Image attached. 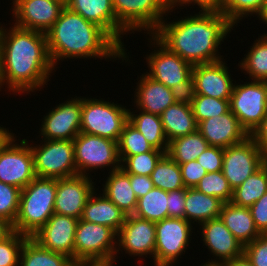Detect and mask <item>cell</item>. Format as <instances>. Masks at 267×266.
<instances>
[{"mask_svg": "<svg viewBox=\"0 0 267 266\" xmlns=\"http://www.w3.org/2000/svg\"><path fill=\"white\" fill-rule=\"evenodd\" d=\"M4 29L3 25L0 26V89L6 84L14 94H30L43 88L55 69L48 51L46 33L16 25L10 27L9 31Z\"/></svg>", "mask_w": 267, "mask_h": 266, "instance_id": "obj_1", "label": "cell"}, {"mask_svg": "<svg viewBox=\"0 0 267 266\" xmlns=\"http://www.w3.org/2000/svg\"><path fill=\"white\" fill-rule=\"evenodd\" d=\"M198 13L171 23L163 20L152 33L169 51L193 66L223 60L218 46L234 28L219 10Z\"/></svg>", "mask_w": 267, "mask_h": 266, "instance_id": "obj_2", "label": "cell"}, {"mask_svg": "<svg viewBox=\"0 0 267 266\" xmlns=\"http://www.w3.org/2000/svg\"><path fill=\"white\" fill-rule=\"evenodd\" d=\"M50 58L54 67L64 58H122L127 52L101 27L65 7L46 32ZM126 58V59H125Z\"/></svg>", "mask_w": 267, "mask_h": 266, "instance_id": "obj_3", "label": "cell"}, {"mask_svg": "<svg viewBox=\"0 0 267 266\" xmlns=\"http://www.w3.org/2000/svg\"><path fill=\"white\" fill-rule=\"evenodd\" d=\"M56 178L35 177L21 190L14 231L31 237L54 214Z\"/></svg>", "mask_w": 267, "mask_h": 266, "instance_id": "obj_4", "label": "cell"}, {"mask_svg": "<svg viewBox=\"0 0 267 266\" xmlns=\"http://www.w3.org/2000/svg\"><path fill=\"white\" fill-rule=\"evenodd\" d=\"M117 233L105 225L79 219L74 238V262L78 266H114Z\"/></svg>", "mask_w": 267, "mask_h": 266, "instance_id": "obj_5", "label": "cell"}, {"mask_svg": "<svg viewBox=\"0 0 267 266\" xmlns=\"http://www.w3.org/2000/svg\"><path fill=\"white\" fill-rule=\"evenodd\" d=\"M112 6L117 19V43L124 50L121 41L124 34L142 30L152 34L163 21L164 14L172 12L169 0H112Z\"/></svg>", "mask_w": 267, "mask_h": 266, "instance_id": "obj_6", "label": "cell"}, {"mask_svg": "<svg viewBox=\"0 0 267 266\" xmlns=\"http://www.w3.org/2000/svg\"><path fill=\"white\" fill-rule=\"evenodd\" d=\"M128 110L118 103L81 97L80 132L119 141Z\"/></svg>", "mask_w": 267, "mask_h": 266, "instance_id": "obj_7", "label": "cell"}, {"mask_svg": "<svg viewBox=\"0 0 267 266\" xmlns=\"http://www.w3.org/2000/svg\"><path fill=\"white\" fill-rule=\"evenodd\" d=\"M73 143L77 174L89 176V170L106 166L110 171L121 168L117 141L80 132Z\"/></svg>", "mask_w": 267, "mask_h": 266, "instance_id": "obj_8", "label": "cell"}, {"mask_svg": "<svg viewBox=\"0 0 267 266\" xmlns=\"http://www.w3.org/2000/svg\"><path fill=\"white\" fill-rule=\"evenodd\" d=\"M31 145L34 171L40 178H66L77 175L73 140H43Z\"/></svg>", "mask_w": 267, "mask_h": 266, "instance_id": "obj_9", "label": "cell"}, {"mask_svg": "<svg viewBox=\"0 0 267 266\" xmlns=\"http://www.w3.org/2000/svg\"><path fill=\"white\" fill-rule=\"evenodd\" d=\"M229 106L250 135L267 115V81L234 84Z\"/></svg>", "mask_w": 267, "mask_h": 266, "instance_id": "obj_10", "label": "cell"}, {"mask_svg": "<svg viewBox=\"0 0 267 266\" xmlns=\"http://www.w3.org/2000/svg\"><path fill=\"white\" fill-rule=\"evenodd\" d=\"M192 227L189 221L181 218L168 217L155 222V266H173L177 263V258L185 253L189 245Z\"/></svg>", "mask_w": 267, "mask_h": 266, "instance_id": "obj_11", "label": "cell"}, {"mask_svg": "<svg viewBox=\"0 0 267 266\" xmlns=\"http://www.w3.org/2000/svg\"><path fill=\"white\" fill-rule=\"evenodd\" d=\"M12 134L0 147V181L21 190L35 177L34 157L26 139L20 144Z\"/></svg>", "mask_w": 267, "mask_h": 266, "instance_id": "obj_12", "label": "cell"}, {"mask_svg": "<svg viewBox=\"0 0 267 266\" xmlns=\"http://www.w3.org/2000/svg\"><path fill=\"white\" fill-rule=\"evenodd\" d=\"M266 162L254 139L249 136L240 143L224 148L222 172L234 190Z\"/></svg>", "mask_w": 267, "mask_h": 266, "instance_id": "obj_13", "label": "cell"}, {"mask_svg": "<svg viewBox=\"0 0 267 266\" xmlns=\"http://www.w3.org/2000/svg\"><path fill=\"white\" fill-rule=\"evenodd\" d=\"M149 36L151 40L153 39L151 45H156L158 48L146 56L150 70L145 74L170 89L188 80L192 76L193 65L169 51L153 35Z\"/></svg>", "mask_w": 267, "mask_h": 266, "instance_id": "obj_14", "label": "cell"}, {"mask_svg": "<svg viewBox=\"0 0 267 266\" xmlns=\"http://www.w3.org/2000/svg\"><path fill=\"white\" fill-rule=\"evenodd\" d=\"M43 119L40 129L42 139L73 140L80 133L81 98L56 105Z\"/></svg>", "mask_w": 267, "mask_h": 266, "instance_id": "obj_15", "label": "cell"}, {"mask_svg": "<svg viewBox=\"0 0 267 266\" xmlns=\"http://www.w3.org/2000/svg\"><path fill=\"white\" fill-rule=\"evenodd\" d=\"M65 7L57 0H17L12 9L14 25L46 33Z\"/></svg>", "mask_w": 267, "mask_h": 266, "instance_id": "obj_16", "label": "cell"}, {"mask_svg": "<svg viewBox=\"0 0 267 266\" xmlns=\"http://www.w3.org/2000/svg\"><path fill=\"white\" fill-rule=\"evenodd\" d=\"M91 177L77 174L57 179L54 213L80 219L87 199L95 190Z\"/></svg>", "mask_w": 267, "mask_h": 266, "instance_id": "obj_17", "label": "cell"}, {"mask_svg": "<svg viewBox=\"0 0 267 266\" xmlns=\"http://www.w3.org/2000/svg\"><path fill=\"white\" fill-rule=\"evenodd\" d=\"M79 219L54 213L31 236L41 247L63 253L74 261V238Z\"/></svg>", "mask_w": 267, "mask_h": 266, "instance_id": "obj_18", "label": "cell"}, {"mask_svg": "<svg viewBox=\"0 0 267 266\" xmlns=\"http://www.w3.org/2000/svg\"><path fill=\"white\" fill-rule=\"evenodd\" d=\"M117 239V252L124 250L130 256L139 257H147L149 254L154 260L155 222L129 215L118 232Z\"/></svg>", "mask_w": 267, "mask_h": 266, "instance_id": "obj_19", "label": "cell"}, {"mask_svg": "<svg viewBox=\"0 0 267 266\" xmlns=\"http://www.w3.org/2000/svg\"><path fill=\"white\" fill-rule=\"evenodd\" d=\"M226 65L222 60L194 65L192 76L195 82V94L230 100L234 84Z\"/></svg>", "mask_w": 267, "mask_h": 266, "instance_id": "obj_20", "label": "cell"}, {"mask_svg": "<svg viewBox=\"0 0 267 266\" xmlns=\"http://www.w3.org/2000/svg\"><path fill=\"white\" fill-rule=\"evenodd\" d=\"M199 226L202 227L200 230H202L201 236L204 245L208 247L207 249L212 255L216 256V260L213 259L205 264L220 265L243 254L244 246L225 226L220 217L208 220Z\"/></svg>", "mask_w": 267, "mask_h": 266, "instance_id": "obj_21", "label": "cell"}, {"mask_svg": "<svg viewBox=\"0 0 267 266\" xmlns=\"http://www.w3.org/2000/svg\"><path fill=\"white\" fill-rule=\"evenodd\" d=\"M197 130L210 146L221 148L240 143L250 136L230 110L199 122Z\"/></svg>", "mask_w": 267, "mask_h": 266, "instance_id": "obj_22", "label": "cell"}, {"mask_svg": "<svg viewBox=\"0 0 267 266\" xmlns=\"http://www.w3.org/2000/svg\"><path fill=\"white\" fill-rule=\"evenodd\" d=\"M137 84L134 96L138 110L160 116L175 103L171 89L146 74L140 76Z\"/></svg>", "mask_w": 267, "mask_h": 266, "instance_id": "obj_23", "label": "cell"}, {"mask_svg": "<svg viewBox=\"0 0 267 266\" xmlns=\"http://www.w3.org/2000/svg\"><path fill=\"white\" fill-rule=\"evenodd\" d=\"M66 7L104 29L117 42V19L112 0H69Z\"/></svg>", "mask_w": 267, "mask_h": 266, "instance_id": "obj_24", "label": "cell"}, {"mask_svg": "<svg viewBox=\"0 0 267 266\" xmlns=\"http://www.w3.org/2000/svg\"><path fill=\"white\" fill-rule=\"evenodd\" d=\"M95 193L87 199L80 219L105 225L118 234L127 216L104 193L97 197Z\"/></svg>", "mask_w": 267, "mask_h": 266, "instance_id": "obj_25", "label": "cell"}, {"mask_svg": "<svg viewBox=\"0 0 267 266\" xmlns=\"http://www.w3.org/2000/svg\"><path fill=\"white\" fill-rule=\"evenodd\" d=\"M220 218L243 246L261 235L255 227L249 207H239L231 202L223 203Z\"/></svg>", "mask_w": 267, "mask_h": 266, "instance_id": "obj_26", "label": "cell"}, {"mask_svg": "<svg viewBox=\"0 0 267 266\" xmlns=\"http://www.w3.org/2000/svg\"><path fill=\"white\" fill-rule=\"evenodd\" d=\"M103 193L121 210L126 216L133 215L138 198L132 190L130 184V174L122 168L109 172Z\"/></svg>", "mask_w": 267, "mask_h": 266, "instance_id": "obj_27", "label": "cell"}, {"mask_svg": "<svg viewBox=\"0 0 267 266\" xmlns=\"http://www.w3.org/2000/svg\"><path fill=\"white\" fill-rule=\"evenodd\" d=\"M217 197L206 195L196 188H187L185 196V219L191 224H202L220 217L223 205ZM193 221V222H192Z\"/></svg>", "mask_w": 267, "mask_h": 266, "instance_id": "obj_28", "label": "cell"}, {"mask_svg": "<svg viewBox=\"0 0 267 266\" xmlns=\"http://www.w3.org/2000/svg\"><path fill=\"white\" fill-rule=\"evenodd\" d=\"M165 136L169 141L197 130L191 105L175 102L160 115Z\"/></svg>", "mask_w": 267, "mask_h": 266, "instance_id": "obj_29", "label": "cell"}, {"mask_svg": "<svg viewBox=\"0 0 267 266\" xmlns=\"http://www.w3.org/2000/svg\"><path fill=\"white\" fill-rule=\"evenodd\" d=\"M19 266H78L69 256L41 247L28 237L23 244Z\"/></svg>", "mask_w": 267, "mask_h": 266, "instance_id": "obj_30", "label": "cell"}, {"mask_svg": "<svg viewBox=\"0 0 267 266\" xmlns=\"http://www.w3.org/2000/svg\"><path fill=\"white\" fill-rule=\"evenodd\" d=\"M128 121L138 129L154 149L167 153L169 142L165 136L159 115L142 110L138 115L128 110Z\"/></svg>", "mask_w": 267, "mask_h": 266, "instance_id": "obj_31", "label": "cell"}, {"mask_svg": "<svg viewBox=\"0 0 267 266\" xmlns=\"http://www.w3.org/2000/svg\"><path fill=\"white\" fill-rule=\"evenodd\" d=\"M209 143L198 130L169 141L167 154L179 165L197 160Z\"/></svg>", "mask_w": 267, "mask_h": 266, "instance_id": "obj_32", "label": "cell"}, {"mask_svg": "<svg viewBox=\"0 0 267 266\" xmlns=\"http://www.w3.org/2000/svg\"><path fill=\"white\" fill-rule=\"evenodd\" d=\"M267 192V162L233 190L231 203L250 207Z\"/></svg>", "mask_w": 267, "mask_h": 266, "instance_id": "obj_33", "label": "cell"}, {"mask_svg": "<svg viewBox=\"0 0 267 266\" xmlns=\"http://www.w3.org/2000/svg\"><path fill=\"white\" fill-rule=\"evenodd\" d=\"M167 196V191L153 187L146 195L138 199L133 215L152 222L168 218Z\"/></svg>", "mask_w": 267, "mask_h": 266, "instance_id": "obj_34", "label": "cell"}, {"mask_svg": "<svg viewBox=\"0 0 267 266\" xmlns=\"http://www.w3.org/2000/svg\"><path fill=\"white\" fill-rule=\"evenodd\" d=\"M154 187L170 192L185 188L180 166L165 153L150 175Z\"/></svg>", "mask_w": 267, "mask_h": 266, "instance_id": "obj_35", "label": "cell"}, {"mask_svg": "<svg viewBox=\"0 0 267 266\" xmlns=\"http://www.w3.org/2000/svg\"><path fill=\"white\" fill-rule=\"evenodd\" d=\"M259 37L238 65L251 80L267 81V34Z\"/></svg>", "mask_w": 267, "mask_h": 266, "instance_id": "obj_36", "label": "cell"}, {"mask_svg": "<svg viewBox=\"0 0 267 266\" xmlns=\"http://www.w3.org/2000/svg\"><path fill=\"white\" fill-rule=\"evenodd\" d=\"M164 154V151L153 149L133 156H119V159L121 168L127 174L150 176Z\"/></svg>", "mask_w": 267, "mask_h": 266, "instance_id": "obj_37", "label": "cell"}, {"mask_svg": "<svg viewBox=\"0 0 267 266\" xmlns=\"http://www.w3.org/2000/svg\"><path fill=\"white\" fill-rule=\"evenodd\" d=\"M153 149L138 129L127 121L118 141V155L133 156L152 151Z\"/></svg>", "mask_w": 267, "mask_h": 266, "instance_id": "obj_38", "label": "cell"}, {"mask_svg": "<svg viewBox=\"0 0 267 266\" xmlns=\"http://www.w3.org/2000/svg\"><path fill=\"white\" fill-rule=\"evenodd\" d=\"M266 0H222L219 11L234 25L243 17L259 15ZM239 21V22H238ZM236 24V25H235Z\"/></svg>", "mask_w": 267, "mask_h": 266, "instance_id": "obj_39", "label": "cell"}, {"mask_svg": "<svg viewBox=\"0 0 267 266\" xmlns=\"http://www.w3.org/2000/svg\"><path fill=\"white\" fill-rule=\"evenodd\" d=\"M194 188L206 195L217 197L224 203L231 202L233 196V190L222 171L207 173Z\"/></svg>", "mask_w": 267, "mask_h": 266, "instance_id": "obj_40", "label": "cell"}, {"mask_svg": "<svg viewBox=\"0 0 267 266\" xmlns=\"http://www.w3.org/2000/svg\"><path fill=\"white\" fill-rule=\"evenodd\" d=\"M191 108L197 124L203 120L225 114L230 110L229 100H221L201 94H195Z\"/></svg>", "mask_w": 267, "mask_h": 266, "instance_id": "obj_41", "label": "cell"}, {"mask_svg": "<svg viewBox=\"0 0 267 266\" xmlns=\"http://www.w3.org/2000/svg\"><path fill=\"white\" fill-rule=\"evenodd\" d=\"M28 236L14 231L0 241V266H19L20 254Z\"/></svg>", "mask_w": 267, "mask_h": 266, "instance_id": "obj_42", "label": "cell"}, {"mask_svg": "<svg viewBox=\"0 0 267 266\" xmlns=\"http://www.w3.org/2000/svg\"><path fill=\"white\" fill-rule=\"evenodd\" d=\"M21 189L0 181V217L14 224L20 202Z\"/></svg>", "mask_w": 267, "mask_h": 266, "instance_id": "obj_43", "label": "cell"}, {"mask_svg": "<svg viewBox=\"0 0 267 266\" xmlns=\"http://www.w3.org/2000/svg\"><path fill=\"white\" fill-rule=\"evenodd\" d=\"M243 253L252 266H267V234H261L254 241L244 246Z\"/></svg>", "mask_w": 267, "mask_h": 266, "instance_id": "obj_44", "label": "cell"}, {"mask_svg": "<svg viewBox=\"0 0 267 266\" xmlns=\"http://www.w3.org/2000/svg\"><path fill=\"white\" fill-rule=\"evenodd\" d=\"M224 148L209 146L197 158L200 165L205 168L207 173L222 171Z\"/></svg>", "mask_w": 267, "mask_h": 266, "instance_id": "obj_45", "label": "cell"}, {"mask_svg": "<svg viewBox=\"0 0 267 266\" xmlns=\"http://www.w3.org/2000/svg\"><path fill=\"white\" fill-rule=\"evenodd\" d=\"M179 166L182 180L186 188H194L201 178L207 174L205 168H203L197 160H192Z\"/></svg>", "mask_w": 267, "mask_h": 266, "instance_id": "obj_46", "label": "cell"}, {"mask_svg": "<svg viewBox=\"0 0 267 266\" xmlns=\"http://www.w3.org/2000/svg\"><path fill=\"white\" fill-rule=\"evenodd\" d=\"M186 187L168 192L167 210L168 217L185 219Z\"/></svg>", "mask_w": 267, "mask_h": 266, "instance_id": "obj_47", "label": "cell"}, {"mask_svg": "<svg viewBox=\"0 0 267 266\" xmlns=\"http://www.w3.org/2000/svg\"><path fill=\"white\" fill-rule=\"evenodd\" d=\"M255 227L260 234H267V192L249 207Z\"/></svg>", "mask_w": 267, "mask_h": 266, "instance_id": "obj_48", "label": "cell"}, {"mask_svg": "<svg viewBox=\"0 0 267 266\" xmlns=\"http://www.w3.org/2000/svg\"><path fill=\"white\" fill-rule=\"evenodd\" d=\"M175 102L191 105L195 98V82L193 76L171 88Z\"/></svg>", "mask_w": 267, "mask_h": 266, "instance_id": "obj_49", "label": "cell"}, {"mask_svg": "<svg viewBox=\"0 0 267 266\" xmlns=\"http://www.w3.org/2000/svg\"><path fill=\"white\" fill-rule=\"evenodd\" d=\"M130 184L136 197L146 195L153 187V182L150 176L130 174Z\"/></svg>", "mask_w": 267, "mask_h": 266, "instance_id": "obj_50", "label": "cell"}, {"mask_svg": "<svg viewBox=\"0 0 267 266\" xmlns=\"http://www.w3.org/2000/svg\"><path fill=\"white\" fill-rule=\"evenodd\" d=\"M193 3L197 4L201 10H219L222 0H169L172 11L178 5L182 7Z\"/></svg>", "mask_w": 267, "mask_h": 266, "instance_id": "obj_51", "label": "cell"}, {"mask_svg": "<svg viewBox=\"0 0 267 266\" xmlns=\"http://www.w3.org/2000/svg\"><path fill=\"white\" fill-rule=\"evenodd\" d=\"M250 136L254 139L256 146L267 160V115Z\"/></svg>", "mask_w": 267, "mask_h": 266, "instance_id": "obj_52", "label": "cell"}, {"mask_svg": "<svg viewBox=\"0 0 267 266\" xmlns=\"http://www.w3.org/2000/svg\"><path fill=\"white\" fill-rule=\"evenodd\" d=\"M13 232V224L7 219L0 217V241L6 239Z\"/></svg>", "mask_w": 267, "mask_h": 266, "instance_id": "obj_53", "label": "cell"}, {"mask_svg": "<svg viewBox=\"0 0 267 266\" xmlns=\"http://www.w3.org/2000/svg\"><path fill=\"white\" fill-rule=\"evenodd\" d=\"M221 266H252L250 260L243 253L241 256L236 257L220 264Z\"/></svg>", "mask_w": 267, "mask_h": 266, "instance_id": "obj_54", "label": "cell"}, {"mask_svg": "<svg viewBox=\"0 0 267 266\" xmlns=\"http://www.w3.org/2000/svg\"><path fill=\"white\" fill-rule=\"evenodd\" d=\"M13 133L7 129L0 126V147L8 140V138Z\"/></svg>", "mask_w": 267, "mask_h": 266, "instance_id": "obj_55", "label": "cell"}, {"mask_svg": "<svg viewBox=\"0 0 267 266\" xmlns=\"http://www.w3.org/2000/svg\"><path fill=\"white\" fill-rule=\"evenodd\" d=\"M257 17L259 18V20H262V22H265V24H267V0L265 1L261 13Z\"/></svg>", "mask_w": 267, "mask_h": 266, "instance_id": "obj_56", "label": "cell"}, {"mask_svg": "<svg viewBox=\"0 0 267 266\" xmlns=\"http://www.w3.org/2000/svg\"><path fill=\"white\" fill-rule=\"evenodd\" d=\"M2 77V61H1V41H0V82Z\"/></svg>", "mask_w": 267, "mask_h": 266, "instance_id": "obj_57", "label": "cell"}, {"mask_svg": "<svg viewBox=\"0 0 267 266\" xmlns=\"http://www.w3.org/2000/svg\"><path fill=\"white\" fill-rule=\"evenodd\" d=\"M201 266H221V265H216V264H203V265H201Z\"/></svg>", "mask_w": 267, "mask_h": 266, "instance_id": "obj_58", "label": "cell"}, {"mask_svg": "<svg viewBox=\"0 0 267 266\" xmlns=\"http://www.w3.org/2000/svg\"><path fill=\"white\" fill-rule=\"evenodd\" d=\"M57 1H60L61 3L67 5V3H68L69 0H57Z\"/></svg>", "mask_w": 267, "mask_h": 266, "instance_id": "obj_59", "label": "cell"}]
</instances>
